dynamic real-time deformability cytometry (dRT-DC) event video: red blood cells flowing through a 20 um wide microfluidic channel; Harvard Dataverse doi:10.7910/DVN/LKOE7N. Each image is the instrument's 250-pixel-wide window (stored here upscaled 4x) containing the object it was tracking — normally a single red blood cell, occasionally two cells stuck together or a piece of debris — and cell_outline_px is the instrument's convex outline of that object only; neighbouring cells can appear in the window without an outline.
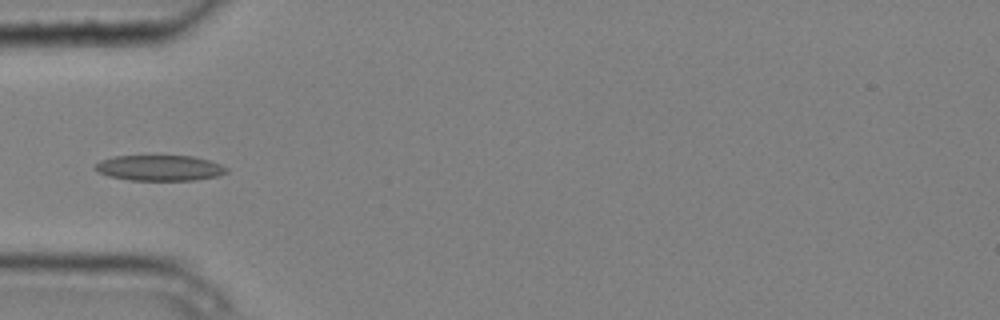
{"species": "common noctule bat (a hibernating species)", "species_latin": "Nyctalus noctula", "temperature_condition": "cold", "stored_images_in_passage": 7, "camera_frame_rate_fps": 3000, "um_per_image_px": 0.085, "animal": {"sex": "male", "body_mass_g": 20.4}, "frame": {"image": 1, "passage_image": 5, "time_ms": 1.333, "image_size_px": [1000, 320], "cell_outline_px": [[228, 172], [216, 176], [196, 180], [132, 180], [108, 176], [96, 172], [92, 168], [100, 160], [112, 156], [192, 156], [208, 160], [220, 164], [228, 168]], "centroid_in_image_um": [13.52, 14.27], "position_along_channel_um": 71.5, "area_um2": 19.65}}
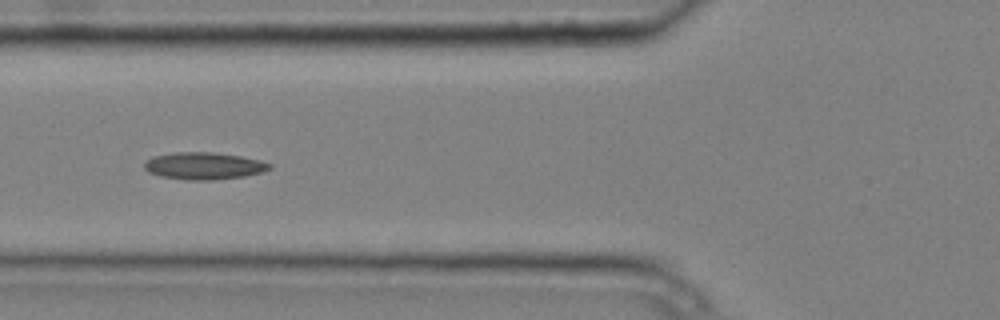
{"frame": {"image": 2, "passage_image": 6, "time_ms": 1.667, "image_size_px": [1000, 320], "cell_outline_px": [[272, 168], [260, 172], [244, 176], [212, 180], [184, 180], [160, 176], [148, 172], [144, 168], [144, 164], [152, 156], [172, 152], [212, 152], [240, 156], [260, 160], [272, 164]], "centroid_in_image_um": [17.3, 14.1], "position_along_channel_um": 108.5, "area_um2": 19.83}}
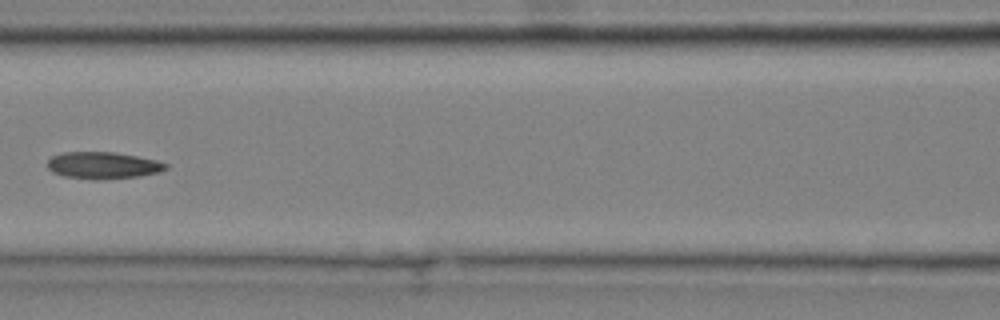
{"frame": {"image": 3, "passage_image": 7, "time_ms": 2.0, "image_size_px": [1000, 320], "cell_outline_px": [[168, 168], [160, 172], [140, 176], [100, 180], [96, 180], [64, 176], [52, 172], [48, 168], [48, 160], [52, 156], [64, 152], [116, 152], [156, 160], [168, 164]], "centroid_in_image_um": [8.77, 14.06], "position_along_channel_um": 157.8, "area_um2": 18.61}}